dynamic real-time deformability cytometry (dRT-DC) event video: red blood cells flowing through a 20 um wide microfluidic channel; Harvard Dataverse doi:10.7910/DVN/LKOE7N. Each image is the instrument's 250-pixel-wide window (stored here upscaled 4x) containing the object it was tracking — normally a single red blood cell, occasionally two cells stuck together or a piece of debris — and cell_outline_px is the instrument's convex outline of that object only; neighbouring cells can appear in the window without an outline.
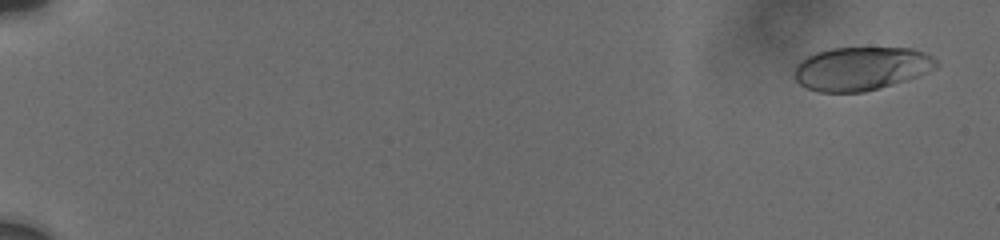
{"species": "human", "species_latin": "Homo sapiens", "temperature_condition": "cold", "stored_images_in_passage": 30, "camera_frame_rate_fps": 3000, "um_per_image_px": 0.085, "donor": {"sex": "male"}, "frame": {"image": 1, "passage_image": 3, "time_ms": 0.667, "image_size_px": [1000, 240], "cell_outline_px": [[940, 64], [936, 68], [916, 76], [880, 88], [864, 92], [820, 92], [808, 88], [800, 84], [796, 80], [796, 64], [808, 56], [816, 52], [832, 48], [912, 48], [924, 52], [932, 56]], "centroid_in_image_um": [73.22, 5.82], "position_along_channel_um": 11.8, "area_um2": 35.66}}
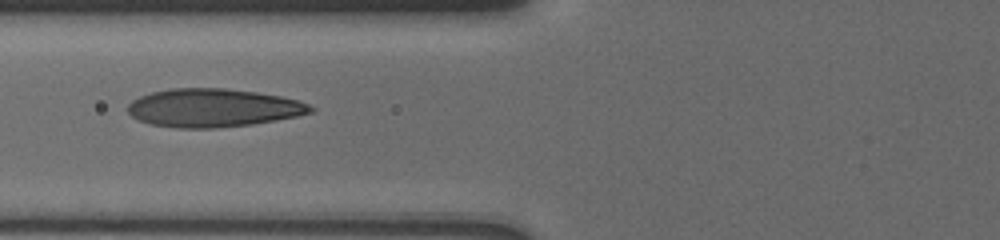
{"frame": {"image": 2, "passage_image": 22, "time_ms": 8.333, "image_size_px": [1000, 240], "cell_outline_px": [[316, 108], [312, 112], [296, 116], [276, 120], [252, 124], [216, 128], [176, 128], [152, 124], [140, 120], [132, 116], [128, 112], [128, 104], [132, 100], [140, 96], [152, 92], [172, 88], [228, 88], [256, 92], [280, 96], [300, 100]], "centroid_in_image_um": [18.13, 9.16], "position_along_channel_um": 107.7, "area_um2": 40.81}}
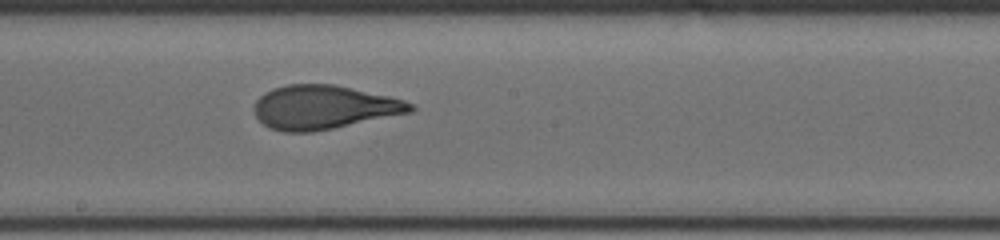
{"frame": {"image": 3, "passage_image": 30, "time_ms": 11.333, "image_size_px": [1000, 240], "cell_outline_px": [[416, 108], [412, 112], [312, 132], [284, 132], [268, 128], [256, 116], [252, 108], [256, 100], [264, 92], [272, 88], [288, 84], [332, 84], [388, 96], [404, 100], [416, 104]], "centroid_in_image_um": [27.49, 9.11], "position_along_channel_um": 220.7, "area_um2": 39.88}}